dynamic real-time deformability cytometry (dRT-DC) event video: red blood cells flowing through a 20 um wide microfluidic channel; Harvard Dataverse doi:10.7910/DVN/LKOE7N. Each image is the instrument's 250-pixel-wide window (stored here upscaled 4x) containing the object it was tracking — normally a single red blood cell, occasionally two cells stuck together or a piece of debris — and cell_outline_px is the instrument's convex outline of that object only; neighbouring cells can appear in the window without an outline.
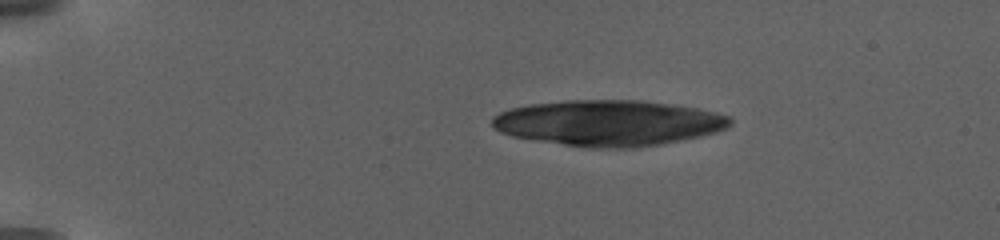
{"species": "human", "species_latin": "Homo sapiens", "temperature_condition": "warm", "stored_images_in_passage": 19, "camera_frame_rate_fps": 3000, "um_per_image_px": 0.085, "donor": {"sex": "female"}, "frame": {"image": 1, "passage_image": 1, "time_ms": 0.0, "image_size_px": [1000, 240], "cell_outline_px": [[732, 124], [728, 128], [716, 132], [700, 136], [656, 144], [628, 148], [600, 148], [564, 144], [512, 136], [500, 132], [492, 128], [492, 116], [508, 108], [528, 104], [564, 100], [644, 100], [672, 104], [696, 108], [716, 112], [728, 116], [732, 120]], "centroid_in_image_um": [51.69, 10.43], "position_along_channel_um": 33.3, "area_um2": 63.29}}
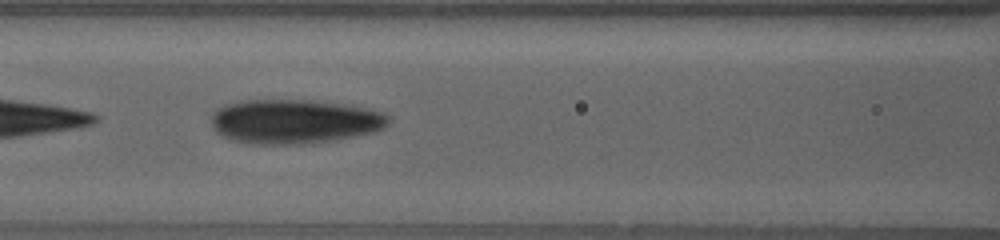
{"frame": {"image": 2, "passage_image": 14, "time_ms": 6.667, "image_size_px": [1000, 240], "cell_outline_px": [[388, 120], [380, 128], [372, 132], [352, 136], [328, 140], [296, 144], [248, 144], [228, 140], [220, 136], [212, 128], [212, 112], [216, 108], [224, 104], [240, 100], [312, 100], [344, 104], [364, 108], [380, 112], [388, 116]], "centroid_in_image_um": [24.86, 10.32], "position_along_channel_um": 141.7, "area_um2": 45.55}}
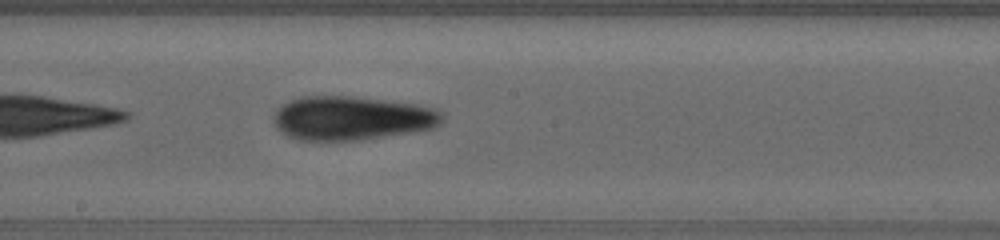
{"frame": {"image": 3, "passage_image": 19, "time_ms": 9.333, "image_size_px": [1000, 240], "cell_outline_px": [[440, 124], [432, 128], [360, 140], [296, 140], [280, 132], [276, 128], [276, 112], [284, 104], [292, 100], [304, 96], [352, 96], [384, 100], [412, 104], [432, 108], [440, 112]], "centroid_in_image_um": [29.85, 10.05], "position_along_channel_um": 218.3, "area_um2": 42.31}}